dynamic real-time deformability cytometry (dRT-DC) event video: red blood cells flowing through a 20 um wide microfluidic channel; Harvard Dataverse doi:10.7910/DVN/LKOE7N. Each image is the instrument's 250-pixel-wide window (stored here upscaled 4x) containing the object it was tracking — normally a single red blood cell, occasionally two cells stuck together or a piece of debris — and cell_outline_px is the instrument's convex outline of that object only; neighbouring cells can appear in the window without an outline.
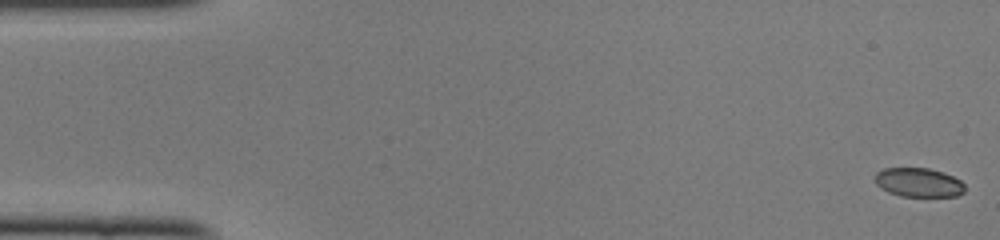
{"species": "common noctule bat (a hibernating species)", "species_latin": "Nyctalus noctula", "temperature_condition": "cold", "stored_images_in_passage": 49, "camera_frame_rate_fps": 3000, "um_per_image_px": 0.085, "animal": {"sex": "female", "body_mass_g": 22.0, "forearm_length_mm": 56.7}, "frame": {"image": 1, "passage_image": 1, "time_ms": 0.0, "image_size_px": [1000, 240], "cell_outline_px": [[964, 192], [956, 196], [900, 196], [888, 192], [880, 188], [876, 184], [876, 172], [884, 168], [928, 168], [944, 172], [960, 180], [964, 184]], "centroid_in_image_um": [78.07, 15.5], "position_along_channel_um": 6.9, "area_um2": 15.2}}
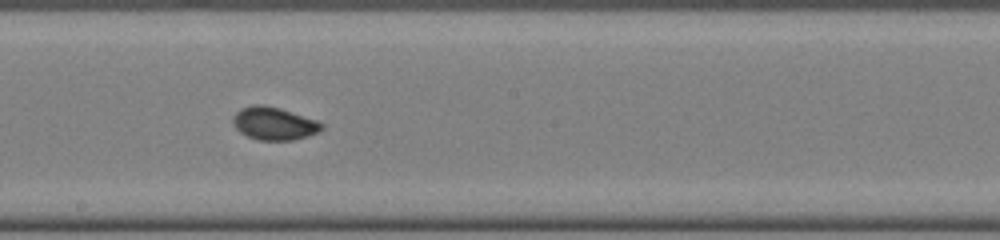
{"frame": {"image": 2, "passage_image": 27, "time_ms": 8.667, "image_size_px": [1000, 240], "cell_outline_px": [[324, 128], [320, 132], [308, 136], [292, 140], [260, 140], [248, 136], [240, 132], [236, 128], [232, 120], [232, 116], [240, 108], [252, 104], [264, 104], [280, 108], [316, 120], [324, 124]], "centroid_in_image_um": [23.29, 10.48], "position_along_channel_um": 224.9, "area_um2": 17.11}}
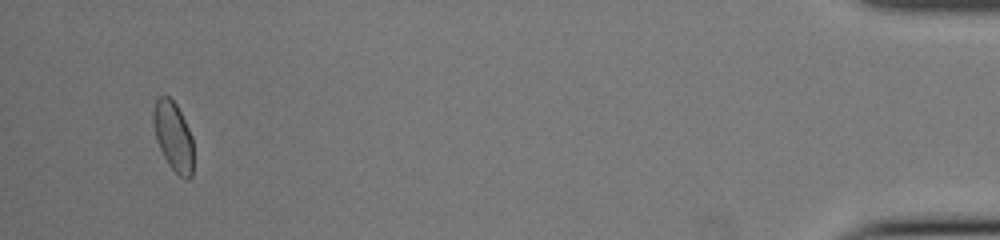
{"frame": {"image": 3, "passage_image": 47, "time_ms": 15.333, "image_size_px": [1000, 240], "cell_outline_px": [[192, 176], [188, 180], [184, 180], [168, 164], [156, 140], [152, 120], [152, 112], [156, 100], [160, 96], [168, 96], [176, 104], [192, 136]], "centroid_in_image_um": [14.71, 11.59], "position_along_channel_um": 420.5, "area_um2": 16.07}, "authors_computed_cell_mechanics": {"area_um2": 16.4152, "velocity_mm_per_s": 4.1006, "shape_relaxation_time_tau1_ms": 7.4037, "shape_relaxation_time_tau2_ms": null, "deformation_change_tau1": 0.1354, "deformation_change_tau2": null}}